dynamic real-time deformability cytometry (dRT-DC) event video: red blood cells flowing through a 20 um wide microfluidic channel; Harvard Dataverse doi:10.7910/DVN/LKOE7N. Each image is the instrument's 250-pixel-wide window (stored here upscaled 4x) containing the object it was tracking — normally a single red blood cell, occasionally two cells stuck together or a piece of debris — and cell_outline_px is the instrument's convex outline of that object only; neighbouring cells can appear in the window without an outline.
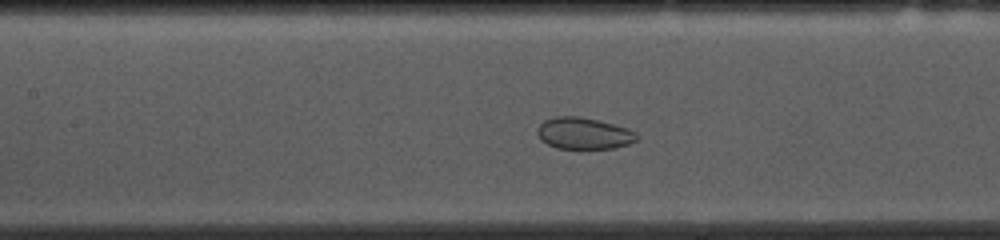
{"species": "common noctule bat (a hibernating species)", "species_latin": "Nyctalus noctula", "temperature_condition": "cold", "stored_images_in_passage": 51, "camera_frame_rate_fps": 3000, "um_per_image_px": 0.085, "animal": {"sex": "female", "body_mass_g": 10.0, "forearm_length_mm": 53.1}, "frame": {"image": 1, "passage_image": 21, "time_ms": 6.667, "image_size_px": [1000, 240], "cell_outline_px": [[636, 140], [628, 144], [612, 148], [588, 152], [556, 148], [540, 140], [536, 132], [536, 128], [544, 120], [556, 116], [580, 116], [628, 128], [636, 132]], "centroid_in_image_um": [49.57, 11.38], "position_along_channel_um": 157.8, "area_um2": 19.02}}
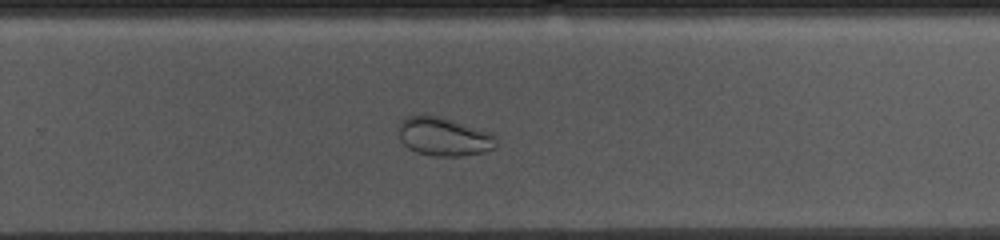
{"frame": {"image": 2, "passage_image": 32, "time_ms": 10.333, "image_size_px": [1000, 240], "cell_outline_px": [[496, 148], [480, 152], [460, 156], [432, 156], [416, 152], [408, 148], [400, 140], [400, 120], [408, 116], [420, 112], [440, 116], [492, 132], [496, 136]], "centroid_in_image_um": [37.71, 11.58], "position_along_channel_um": 292.1, "area_um2": 22.31}}
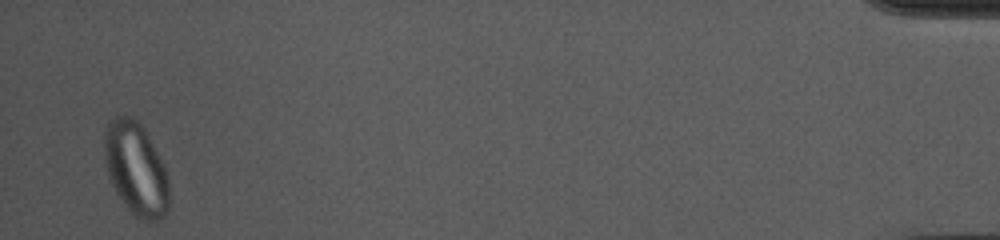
{"frame": {"image": 3, "passage_image": 50, "time_ms": 16.333, "image_size_px": [1000, 240], "cell_outline_px": [[168, 212], [156, 224], [140, 220], [124, 204], [116, 192], [108, 176], [104, 160], [104, 132], [108, 124], [116, 116], [132, 116], [144, 128], [168, 176]], "centroid_in_image_um": [11.54, 14.4], "position_along_channel_um": 423.7, "area_um2": 35.03}}